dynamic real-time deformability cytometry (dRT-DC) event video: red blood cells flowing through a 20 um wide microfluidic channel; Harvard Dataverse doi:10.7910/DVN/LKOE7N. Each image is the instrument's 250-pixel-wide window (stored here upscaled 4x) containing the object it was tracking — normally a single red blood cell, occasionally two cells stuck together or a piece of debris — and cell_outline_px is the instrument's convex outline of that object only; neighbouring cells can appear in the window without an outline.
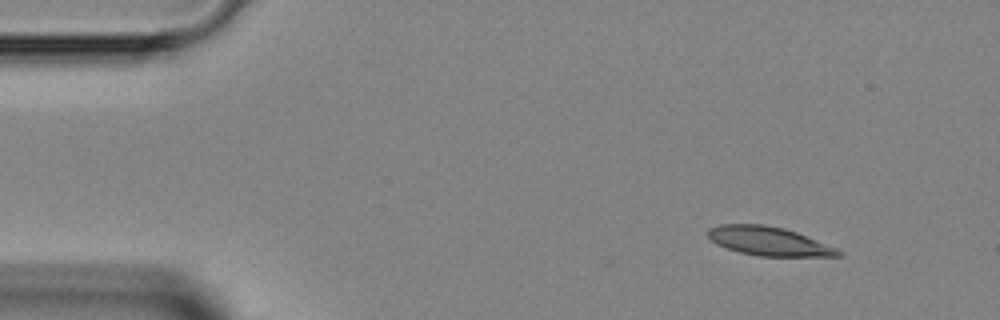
{"species": "Egyptian fruit bat (a non-hibernating species)", "species_latin": "Rousettus aegyptiacus", "temperature_condition": "room temperature", "stored_images_in_passage": 43, "camera_frame_rate_fps": 3000, "um_per_image_px": 0.085, "animal": {"sex": "female"}, "frame": {"image": 1, "passage_image": 1, "time_ms": 0.0, "image_size_px": [1000, 320], "cell_outline_px": [[844, 252], [840, 256], [760, 256], [740, 252], [716, 244], [708, 236], [708, 228], [720, 224], [764, 224], [784, 228], [796, 232], [840, 248]], "centroid_in_image_um": [65.4, 20.49], "position_along_channel_um": 19.6, "area_um2": 21.96}}
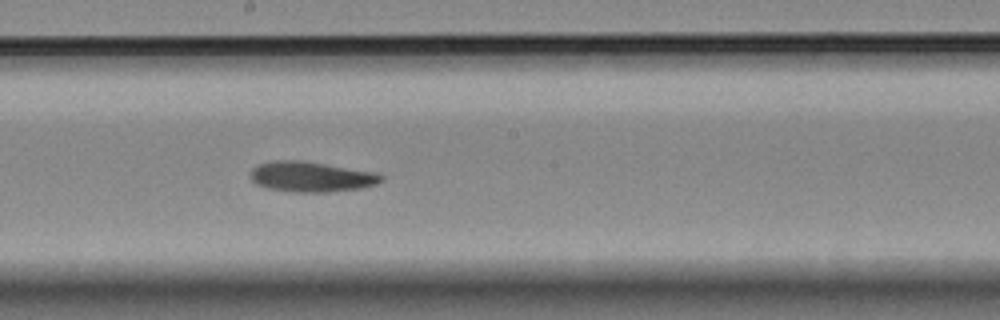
{"frame": {"image": 2, "passage_image": 21, "time_ms": 6.667, "image_size_px": [1000, 320], "cell_outline_px": [[384, 180], [376, 184], [360, 188], [328, 192], [292, 192], [268, 188], [256, 184], [252, 180], [252, 168], [260, 164], [272, 160], [300, 160], [376, 172], [384, 176]], "centroid_in_image_um": [26.48, 15.02], "position_along_channel_um": 221.7, "area_um2": 23.0}}
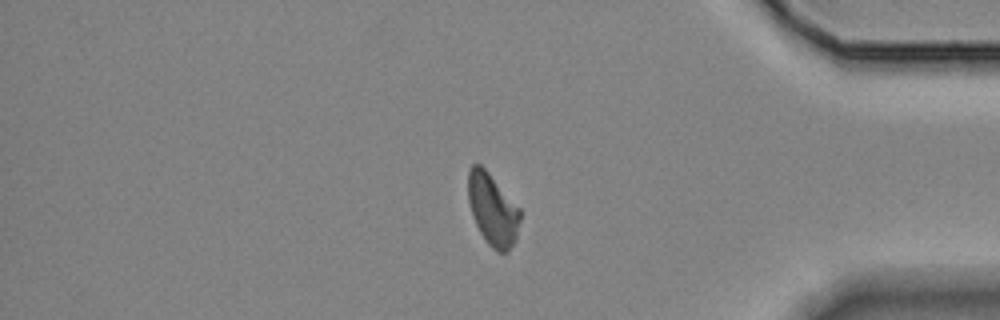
{"frame": {"image": 3, "passage_image": 35, "time_ms": 11.333, "image_size_px": [1000, 320], "cell_outline_px": [[520, 220], [516, 240], [508, 252], [496, 252], [484, 240], [472, 216], [468, 200], [468, 172], [472, 164], [480, 164], [488, 172], [520, 208]], "centroid_in_image_um": [41.87, 17.84], "position_along_channel_um": 393.3, "area_um2": 21.85}}